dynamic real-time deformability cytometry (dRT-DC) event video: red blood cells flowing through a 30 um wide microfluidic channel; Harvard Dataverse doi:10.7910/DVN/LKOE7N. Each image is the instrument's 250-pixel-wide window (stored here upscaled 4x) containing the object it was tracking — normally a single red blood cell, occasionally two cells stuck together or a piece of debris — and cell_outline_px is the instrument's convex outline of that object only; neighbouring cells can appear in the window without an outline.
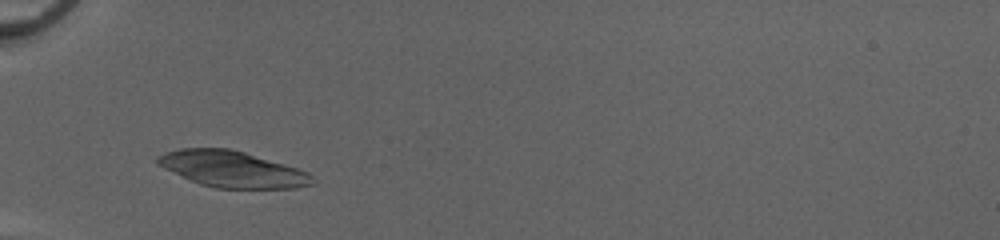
{"species": "common noctule bat (a hibernating species)", "species_latin": "Nyctalus noctula", "temperature_condition": "cold", "stored_images_in_passage": 32, "camera_frame_rate_fps": 3000, "um_per_image_px": 0.085, "animal": {"sex": "female", "body_mass_g": 20.0, "forearm_length_mm": 54.0}, "frame": {"image": 1, "passage_image": 4, "time_ms": 1.0, "image_size_px": [1000, 240], "cell_outline_px": [[312, 184], [296, 188], [216, 188], [200, 184], [188, 180], [156, 164], [156, 156], [180, 148], [228, 148], [244, 152], [296, 168], [308, 172], [312, 176]], "centroid_in_image_um": [19.69, 14.38], "position_along_channel_um": 65.3, "area_um2": 32.31}}
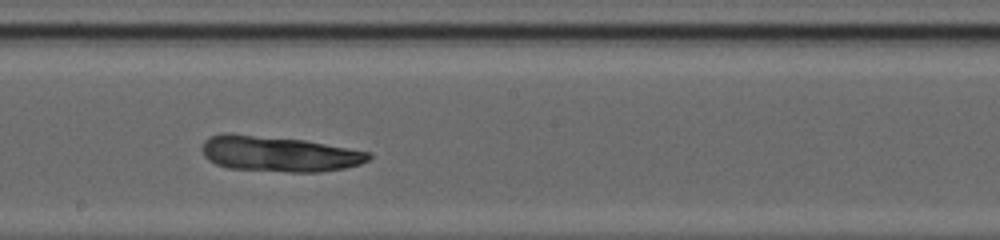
{"frame": {"image": 2, "passage_image": 16, "time_ms": 5.0, "image_size_px": [1000, 240], "cell_outline_px": [[372, 156], [368, 160], [360, 164], [344, 168], [320, 172], [288, 172], [228, 168], [216, 164], [208, 160], [204, 156], [200, 148], [204, 140], [212, 136], [252, 136], [304, 140], [368, 152]], "centroid_in_image_um": [23.73, 13.12], "position_along_channel_um": 224.5, "area_um2": 33.52}}
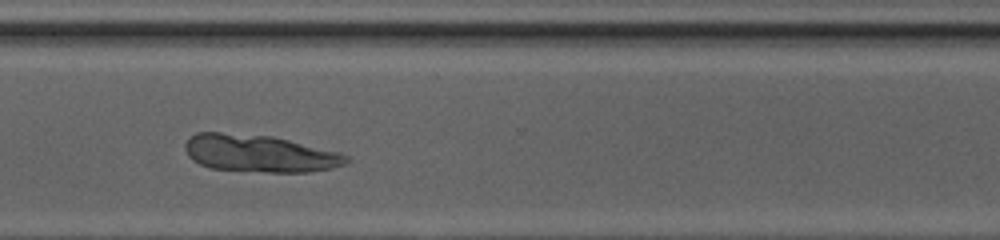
{"frame": {"image": 3, "passage_image": 25, "time_ms": 8.0, "image_size_px": [1000, 240], "cell_outline_px": [[352, 160], [344, 164], [332, 168], [308, 172], [268, 172], [212, 168], [200, 164], [192, 160], [188, 156], [184, 148], [184, 144], [196, 132], [220, 132], [272, 136], [340, 152], [348, 156]], "centroid_in_image_um": [22.07, 13.04], "position_along_channel_um": 348.5, "area_um2": 35.03}}